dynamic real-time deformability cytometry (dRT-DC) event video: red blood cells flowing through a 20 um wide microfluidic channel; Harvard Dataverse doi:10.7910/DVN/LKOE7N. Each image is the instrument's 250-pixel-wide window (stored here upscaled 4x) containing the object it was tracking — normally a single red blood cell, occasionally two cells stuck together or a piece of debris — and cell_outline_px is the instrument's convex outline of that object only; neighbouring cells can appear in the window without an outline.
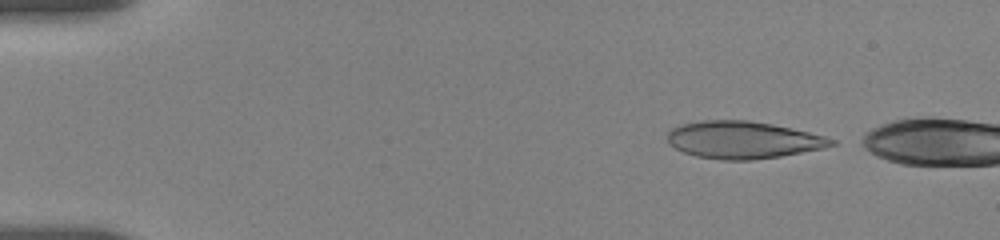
{"species": "human", "species_latin": "Homo sapiens", "temperature_condition": "room temperature", "stored_images_in_passage": 13, "camera_frame_rate_fps": 3000, "um_per_image_px": 0.085, "donor": {"sex": "female"}, "frame": {"image": 1, "passage_image": 2, "time_ms": 0.333, "image_size_px": [1000, 240], "cell_outline_px": [[836, 144], [824, 148], [780, 156], [752, 160], [720, 160], [696, 156], [684, 152], [668, 144], [668, 132], [672, 128], [680, 124], [700, 120], [748, 120], [772, 124], [792, 128], [824, 136], [836, 140]], "centroid_in_image_um": [63.14, 11.89], "position_along_channel_um": 21.9, "area_um2": 35.66}}